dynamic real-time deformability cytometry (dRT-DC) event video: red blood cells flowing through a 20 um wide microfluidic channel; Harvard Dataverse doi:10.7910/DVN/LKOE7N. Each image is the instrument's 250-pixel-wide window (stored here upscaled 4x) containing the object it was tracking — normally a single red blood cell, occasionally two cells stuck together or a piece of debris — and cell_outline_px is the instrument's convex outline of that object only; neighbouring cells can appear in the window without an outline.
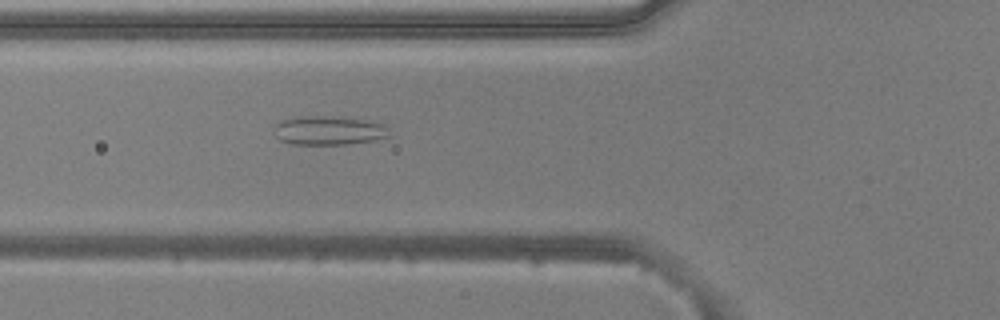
{"species": "common noctule bat (a hibernating species)", "species_latin": "Nyctalus noctula", "temperature_condition": "warm", "stored_images_in_passage": 51, "camera_frame_rate_fps": 3000, "um_per_image_px": 0.085, "animal": {"sex": "male", "body_mass_g": 20.5, "forearm_length_mm": 52.5}, "frame": {"image": 1, "passage_image": 19, "time_ms": 6.0, "image_size_px": [1000, 320], "cell_outline_px": [[388, 136], [376, 140], [348, 144], [292, 144], [280, 140], [272, 132], [272, 128], [280, 120], [316, 116], [332, 116], [364, 120], [384, 124], [388, 128]], "centroid_in_image_um": [27.92, 11.1], "position_along_channel_um": 97.9, "area_um2": 19.31}}
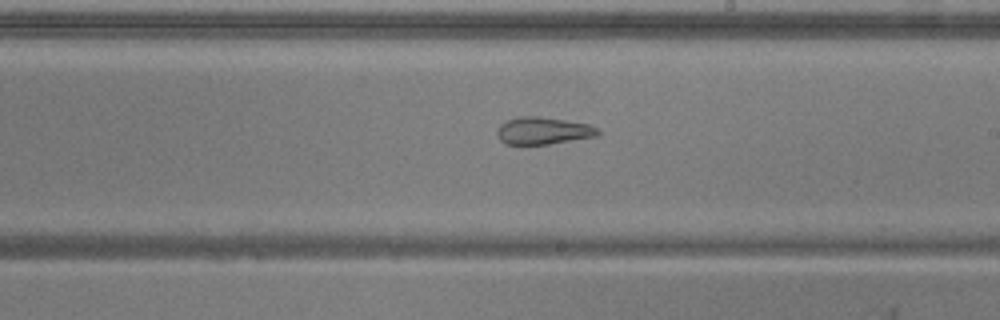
{"frame": {"image": 2, "passage_image": 30, "time_ms": 9.667, "image_size_px": [1000, 320], "cell_outline_px": [[600, 132], [596, 136], [548, 144], [504, 144], [500, 140], [496, 132], [500, 124], [508, 120], [520, 116], [536, 116], [564, 120], [588, 124], [596, 128]], "centroid_in_image_um": [46.12, 11.11], "position_along_channel_um": 242.9, "area_um2": 15.78}}
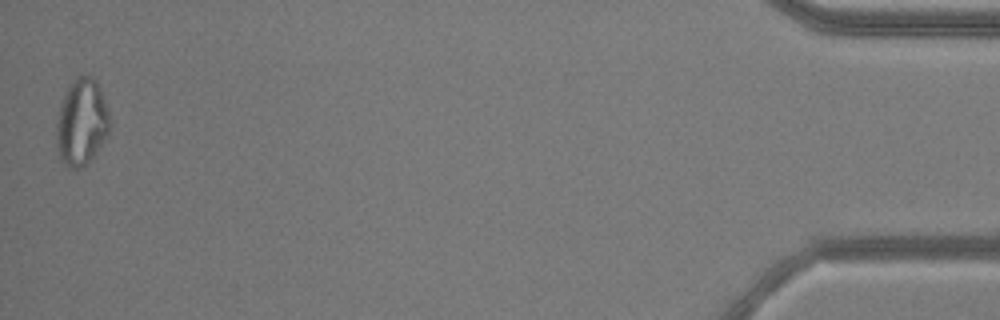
{"frame": {"image": 3, "passage_image": 51, "time_ms": 16.667, "image_size_px": [1000, 320], "cell_outline_px": [[112, 124], [108, 136], [92, 156], [80, 168], [72, 168], [64, 164], [60, 160], [56, 144], [56, 124], [60, 104], [72, 80], [80, 76], [92, 76], [100, 88]], "centroid_in_image_um": [6.93, 10.39], "position_along_channel_um": 428.3, "area_um2": 26.76}, "authors_computed_cell_mechanics": {"area_um2": 23.1778, "velocity_mm_per_s": 3.9334, "shape_relaxation_time_tau1_ms": null, "shape_relaxation_time_tau2_ms": 2.3069, "deformation_change_tau1": null, "deformation_change_tau2": 0.1057}}